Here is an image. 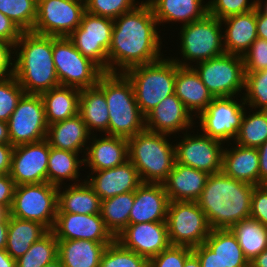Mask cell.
I'll return each mask as SVG.
<instances>
[{
  "instance_id": "cell-1",
  "label": "cell",
  "mask_w": 267,
  "mask_h": 267,
  "mask_svg": "<svg viewBox=\"0 0 267 267\" xmlns=\"http://www.w3.org/2000/svg\"><path fill=\"white\" fill-rule=\"evenodd\" d=\"M158 27L146 0L114 19L108 50V73H125L132 67L161 59L164 55Z\"/></svg>"
},
{
  "instance_id": "cell-2",
  "label": "cell",
  "mask_w": 267,
  "mask_h": 267,
  "mask_svg": "<svg viewBox=\"0 0 267 267\" xmlns=\"http://www.w3.org/2000/svg\"><path fill=\"white\" fill-rule=\"evenodd\" d=\"M254 187L223 172L210 174L196 202L205 213L211 229H230L250 218Z\"/></svg>"
},
{
  "instance_id": "cell-3",
  "label": "cell",
  "mask_w": 267,
  "mask_h": 267,
  "mask_svg": "<svg viewBox=\"0 0 267 267\" xmlns=\"http://www.w3.org/2000/svg\"><path fill=\"white\" fill-rule=\"evenodd\" d=\"M13 58V75L25 93L41 94L60 86L53 62L52 36L23 32L14 45Z\"/></svg>"
},
{
  "instance_id": "cell-4",
  "label": "cell",
  "mask_w": 267,
  "mask_h": 267,
  "mask_svg": "<svg viewBox=\"0 0 267 267\" xmlns=\"http://www.w3.org/2000/svg\"><path fill=\"white\" fill-rule=\"evenodd\" d=\"M97 86L108 104V135L128 139L145 129V117L135 100L133 86L123 73H104Z\"/></svg>"
},
{
  "instance_id": "cell-5",
  "label": "cell",
  "mask_w": 267,
  "mask_h": 267,
  "mask_svg": "<svg viewBox=\"0 0 267 267\" xmlns=\"http://www.w3.org/2000/svg\"><path fill=\"white\" fill-rule=\"evenodd\" d=\"M170 136L144 129L127 139L129 161L137 169L142 183H163L173 169L175 141L169 142Z\"/></svg>"
},
{
  "instance_id": "cell-6",
  "label": "cell",
  "mask_w": 267,
  "mask_h": 267,
  "mask_svg": "<svg viewBox=\"0 0 267 267\" xmlns=\"http://www.w3.org/2000/svg\"><path fill=\"white\" fill-rule=\"evenodd\" d=\"M123 74L133 86L135 100L144 117L174 94L176 62L171 57L163 56L155 62L132 67Z\"/></svg>"
},
{
  "instance_id": "cell-7",
  "label": "cell",
  "mask_w": 267,
  "mask_h": 267,
  "mask_svg": "<svg viewBox=\"0 0 267 267\" xmlns=\"http://www.w3.org/2000/svg\"><path fill=\"white\" fill-rule=\"evenodd\" d=\"M178 35L182 58H171L179 66L192 67L193 62L196 64L225 53L222 22L208 13L200 20L181 26Z\"/></svg>"
},
{
  "instance_id": "cell-8",
  "label": "cell",
  "mask_w": 267,
  "mask_h": 267,
  "mask_svg": "<svg viewBox=\"0 0 267 267\" xmlns=\"http://www.w3.org/2000/svg\"><path fill=\"white\" fill-rule=\"evenodd\" d=\"M52 53L60 86L91 88L104 74L95 63L82 55L68 37L52 36Z\"/></svg>"
},
{
  "instance_id": "cell-9",
  "label": "cell",
  "mask_w": 267,
  "mask_h": 267,
  "mask_svg": "<svg viewBox=\"0 0 267 267\" xmlns=\"http://www.w3.org/2000/svg\"><path fill=\"white\" fill-rule=\"evenodd\" d=\"M192 68L213 97H236L244 94L245 68L242 56L224 53L193 64Z\"/></svg>"
},
{
  "instance_id": "cell-10",
  "label": "cell",
  "mask_w": 267,
  "mask_h": 267,
  "mask_svg": "<svg viewBox=\"0 0 267 267\" xmlns=\"http://www.w3.org/2000/svg\"><path fill=\"white\" fill-rule=\"evenodd\" d=\"M58 187L48 182L15 186L10 216L37 221L52 230L57 215Z\"/></svg>"
},
{
  "instance_id": "cell-11",
  "label": "cell",
  "mask_w": 267,
  "mask_h": 267,
  "mask_svg": "<svg viewBox=\"0 0 267 267\" xmlns=\"http://www.w3.org/2000/svg\"><path fill=\"white\" fill-rule=\"evenodd\" d=\"M166 223L171 245L190 248L205 243L212 230L205 213L195 201H170Z\"/></svg>"
},
{
  "instance_id": "cell-12",
  "label": "cell",
  "mask_w": 267,
  "mask_h": 267,
  "mask_svg": "<svg viewBox=\"0 0 267 267\" xmlns=\"http://www.w3.org/2000/svg\"><path fill=\"white\" fill-rule=\"evenodd\" d=\"M246 107L243 95L214 97L207 108L196 117L199 119L197 128L199 126V132L210 138L232 145L231 142L240 130Z\"/></svg>"
},
{
  "instance_id": "cell-13",
  "label": "cell",
  "mask_w": 267,
  "mask_h": 267,
  "mask_svg": "<svg viewBox=\"0 0 267 267\" xmlns=\"http://www.w3.org/2000/svg\"><path fill=\"white\" fill-rule=\"evenodd\" d=\"M114 20L85 11L80 25L68 36L82 55L108 73V50Z\"/></svg>"
},
{
  "instance_id": "cell-14",
  "label": "cell",
  "mask_w": 267,
  "mask_h": 267,
  "mask_svg": "<svg viewBox=\"0 0 267 267\" xmlns=\"http://www.w3.org/2000/svg\"><path fill=\"white\" fill-rule=\"evenodd\" d=\"M85 11V0H37V16L32 31L68 37L80 25Z\"/></svg>"
},
{
  "instance_id": "cell-15",
  "label": "cell",
  "mask_w": 267,
  "mask_h": 267,
  "mask_svg": "<svg viewBox=\"0 0 267 267\" xmlns=\"http://www.w3.org/2000/svg\"><path fill=\"white\" fill-rule=\"evenodd\" d=\"M7 124L12 146L46 139L48 125L40 94L24 93Z\"/></svg>"
},
{
  "instance_id": "cell-16",
  "label": "cell",
  "mask_w": 267,
  "mask_h": 267,
  "mask_svg": "<svg viewBox=\"0 0 267 267\" xmlns=\"http://www.w3.org/2000/svg\"><path fill=\"white\" fill-rule=\"evenodd\" d=\"M194 133L189 130L183 132V136L178 135L182 139L174 144L176 162L208 174L222 172L225 143L203 133Z\"/></svg>"
},
{
  "instance_id": "cell-17",
  "label": "cell",
  "mask_w": 267,
  "mask_h": 267,
  "mask_svg": "<svg viewBox=\"0 0 267 267\" xmlns=\"http://www.w3.org/2000/svg\"><path fill=\"white\" fill-rule=\"evenodd\" d=\"M49 153L46 139L14 146L9 175L15 185L47 182Z\"/></svg>"
},
{
  "instance_id": "cell-18",
  "label": "cell",
  "mask_w": 267,
  "mask_h": 267,
  "mask_svg": "<svg viewBox=\"0 0 267 267\" xmlns=\"http://www.w3.org/2000/svg\"><path fill=\"white\" fill-rule=\"evenodd\" d=\"M57 240H90L113 243L116 238L107 229L101 214L57 213L53 229Z\"/></svg>"
},
{
  "instance_id": "cell-19",
  "label": "cell",
  "mask_w": 267,
  "mask_h": 267,
  "mask_svg": "<svg viewBox=\"0 0 267 267\" xmlns=\"http://www.w3.org/2000/svg\"><path fill=\"white\" fill-rule=\"evenodd\" d=\"M116 240L148 260L171 245L166 222L128 224Z\"/></svg>"
},
{
  "instance_id": "cell-20",
  "label": "cell",
  "mask_w": 267,
  "mask_h": 267,
  "mask_svg": "<svg viewBox=\"0 0 267 267\" xmlns=\"http://www.w3.org/2000/svg\"><path fill=\"white\" fill-rule=\"evenodd\" d=\"M195 120L197 121L174 93L166 97L145 116V129L177 136L176 134L179 135L196 127L194 126Z\"/></svg>"
},
{
  "instance_id": "cell-21",
  "label": "cell",
  "mask_w": 267,
  "mask_h": 267,
  "mask_svg": "<svg viewBox=\"0 0 267 267\" xmlns=\"http://www.w3.org/2000/svg\"><path fill=\"white\" fill-rule=\"evenodd\" d=\"M85 180L101 201L135 191L142 184L137 169L129 160L117 167L91 171Z\"/></svg>"
},
{
  "instance_id": "cell-22",
  "label": "cell",
  "mask_w": 267,
  "mask_h": 267,
  "mask_svg": "<svg viewBox=\"0 0 267 267\" xmlns=\"http://www.w3.org/2000/svg\"><path fill=\"white\" fill-rule=\"evenodd\" d=\"M97 135L93 134L90 137L84 155V167H89L90 171H100L117 167L129 160L126 138Z\"/></svg>"
},
{
  "instance_id": "cell-23",
  "label": "cell",
  "mask_w": 267,
  "mask_h": 267,
  "mask_svg": "<svg viewBox=\"0 0 267 267\" xmlns=\"http://www.w3.org/2000/svg\"><path fill=\"white\" fill-rule=\"evenodd\" d=\"M169 202L163 183H142L135 190L129 224L166 222Z\"/></svg>"
},
{
  "instance_id": "cell-24",
  "label": "cell",
  "mask_w": 267,
  "mask_h": 267,
  "mask_svg": "<svg viewBox=\"0 0 267 267\" xmlns=\"http://www.w3.org/2000/svg\"><path fill=\"white\" fill-rule=\"evenodd\" d=\"M210 174L175 162L163 182L169 201H197Z\"/></svg>"
},
{
  "instance_id": "cell-25",
  "label": "cell",
  "mask_w": 267,
  "mask_h": 267,
  "mask_svg": "<svg viewBox=\"0 0 267 267\" xmlns=\"http://www.w3.org/2000/svg\"><path fill=\"white\" fill-rule=\"evenodd\" d=\"M235 145L233 143L230 147L226 143L224 147L222 172L238 181L259 186V154L257 148Z\"/></svg>"
},
{
  "instance_id": "cell-26",
  "label": "cell",
  "mask_w": 267,
  "mask_h": 267,
  "mask_svg": "<svg viewBox=\"0 0 267 267\" xmlns=\"http://www.w3.org/2000/svg\"><path fill=\"white\" fill-rule=\"evenodd\" d=\"M91 135L81 116L77 114L48 125L46 140L50 147L81 153L84 156Z\"/></svg>"
},
{
  "instance_id": "cell-27",
  "label": "cell",
  "mask_w": 267,
  "mask_h": 267,
  "mask_svg": "<svg viewBox=\"0 0 267 267\" xmlns=\"http://www.w3.org/2000/svg\"><path fill=\"white\" fill-rule=\"evenodd\" d=\"M223 47L225 53L243 56L258 38L256 30V9L229 16L221 20ZM224 24V25H223Z\"/></svg>"
},
{
  "instance_id": "cell-28",
  "label": "cell",
  "mask_w": 267,
  "mask_h": 267,
  "mask_svg": "<svg viewBox=\"0 0 267 267\" xmlns=\"http://www.w3.org/2000/svg\"><path fill=\"white\" fill-rule=\"evenodd\" d=\"M174 93L195 119L214 98L192 67H182L177 63Z\"/></svg>"
},
{
  "instance_id": "cell-29",
  "label": "cell",
  "mask_w": 267,
  "mask_h": 267,
  "mask_svg": "<svg viewBox=\"0 0 267 267\" xmlns=\"http://www.w3.org/2000/svg\"><path fill=\"white\" fill-rule=\"evenodd\" d=\"M154 13L158 26L163 23L190 24L202 19L208 13L204 0H146Z\"/></svg>"
},
{
  "instance_id": "cell-30",
  "label": "cell",
  "mask_w": 267,
  "mask_h": 267,
  "mask_svg": "<svg viewBox=\"0 0 267 267\" xmlns=\"http://www.w3.org/2000/svg\"><path fill=\"white\" fill-rule=\"evenodd\" d=\"M57 206V213L100 214L101 199L84 180L58 187Z\"/></svg>"
},
{
  "instance_id": "cell-31",
  "label": "cell",
  "mask_w": 267,
  "mask_h": 267,
  "mask_svg": "<svg viewBox=\"0 0 267 267\" xmlns=\"http://www.w3.org/2000/svg\"><path fill=\"white\" fill-rule=\"evenodd\" d=\"M78 114L92 135L97 132L108 135V104L104 92L97 85L91 88L80 89Z\"/></svg>"
},
{
  "instance_id": "cell-32",
  "label": "cell",
  "mask_w": 267,
  "mask_h": 267,
  "mask_svg": "<svg viewBox=\"0 0 267 267\" xmlns=\"http://www.w3.org/2000/svg\"><path fill=\"white\" fill-rule=\"evenodd\" d=\"M109 244L80 239L58 240V258L63 267H99Z\"/></svg>"
},
{
  "instance_id": "cell-33",
  "label": "cell",
  "mask_w": 267,
  "mask_h": 267,
  "mask_svg": "<svg viewBox=\"0 0 267 267\" xmlns=\"http://www.w3.org/2000/svg\"><path fill=\"white\" fill-rule=\"evenodd\" d=\"M47 125L74 117L79 111L80 89L58 86L40 94Z\"/></svg>"
},
{
  "instance_id": "cell-34",
  "label": "cell",
  "mask_w": 267,
  "mask_h": 267,
  "mask_svg": "<svg viewBox=\"0 0 267 267\" xmlns=\"http://www.w3.org/2000/svg\"><path fill=\"white\" fill-rule=\"evenodd\" d=\"M50 230L37 221L23 220L9 215L5 250L15 260L24 255L30 246Z\"/></svg>"
},
{
  "instance_id": "cell-35",
  "label": "cell",
  "mask_w": 267,
  "mask_h": 267,
  "mask_svg": "<svg viewBox=\"0 0 267 267\" xmlns=\"http://www.w3.org/2000/svg\"><path fill=\"white\" fill-rule=\"evenodd\" d=\"M82 165H84V156L80 157L79 153L50 147L47 182L57 187L65 185L68 181L74 182L68 184L80 183L85 180H78Z\"/></svg>"
},
{
  "instance_id": "cell-36",
  "label": "cell",
  "mask_w": 267,
  "mask_h": 267,
  "mask_svg": "<svg viewBox=\"0 0 267 267\" xmlns=\"http://www.w3.org/2000/svg\"><path fill=\"white\" fill-rule=\"evenodd\" d=\"M225 267H249L236 236L230 229H213L205 240Z\"/></svg>"
},
{
  "instance_id": "cell-37",
  "label": "cell",
  "mask_w": 267,
  "mask_h": 267,
  "mask_svg": "<svg viewBox=\"0 0 267 267\" xmlns=\"http://www.w3.org/2000/svg\"><path fill=\"white\" fill-rule=\"evenodd\" d=\"M230 230L236 236L244 256L250 262L267 249V227L252 218L233 225Z\"/></svg>"
},
{
  "instance_id": "cell-38",
  "label": "cell",
  "mask_w": 267,
  "mask_h": 267,
  "mask_svg": "<svg viewBox=\"0 0 267 267\" xmlns=\"http://www.w3.org/2000/svg\"><path fill=\"white\" fill-rule=\"evenodd\" d=\"M134 199L135 191H131L101 201V217L115 238L129 224V215Z\"/></svg>"
},
{
  "instance_id": "cell-39",
  "label": "cell",
  "mask_w": 267,
  "mask_h": 267,
  "mask_svg": "<svg viewBox=\"0 0 267 267\" xmlns=\"http://www.w3.org/2000/svg\"><path fill=\"white\" fill-rule=\"evenodd\" d=\"M247 110L246 108L240 130L233 142L245 147L258 148L267 140V110L252 111L249 108L250 113Z\"/></svg>"
},
{
  "instance_id": "cell-40",
  "label": "cell",
  "mask_w": 267,
  "mask_h": 267,
  "mask_svg": "<svg viewBox=\"0 0 267 267\" xmlns=\"http://www.w3.org/2000/svg\"><path fill=\"white\" fill-rule=\"evenodd\" d=\"M58 258V240L50 230L16 260V267H44Z\"/></svg>"
},
{
  "instance_id": "cell-41",
  "label": "cell",
  "mask_w": 267,
  "mask_h": 267,
  "mask_svg": "<svg viewBox=\"0 0 267 267\" xmlns=\"http://www.w3.org/2000/svg\"><path fill=\"white\" fill-rule=\"evenodd\" d=\"M0 12L22 32L32 31L37 16V0H0Z\"/></svg>"
},
{
  "instance_id": "cell-42",
  "label": "cell",
  "mask_w": 267,
  "mask_h": 267,
  "mask_svg": "<svg viewBox=\"0 0 267 267\" xmlns=\"http://www.w3.org/2000/svg\"><path fill=\"white\" fill-rule=\"evenodd\" d=\"M245 104L252 110H267V69L245 72Z\"/></svg>"
},
{
  "instance_id": "cell-43",
  "label": "cell",
  "mask_w": 267,
  "mask_h": 267,
  "mask_svg": "<svg viewBox=\"0 0 267 267\" xmlns=\"http://www.w3.org/2000/svg\"><path fill=\"white\" fill-rule=\"evenodd\" d=\"M99 267H149V260L115 240L106 247Z\"/></svg>"
},
{
  "instance_id": "cell-44",
  "label": "cell",
  "mask_w": 267,
  "mask_h": 267,
  "mask_svg": "<svg viewBox=\"0 0 267 267\" xmlns=\"http://www.w3.org/2000/svg\"><path fill=\"white\" fill-rule=\"evenodd\" d=\"M14 75L0 78V120L7 122L24 94Z\"/></svg>"
},
{
  "instance_id": "cell-45",
  "label": "cell",
  "mask_w": 267,
  "mask_h": 267,
  "mask_svg": "<svg viewBox=\"0 0 267 267\" xmlns=\"http://www.w3.org/2000/svg\"><path fill=\"white\" fill-rule=\"evenodd\" d=\"M139 4L141 3L136 0H85L88 13L113 20L135 9Z\"/></svg>"
},
{
  "instance_id": "cell-46",
  "label": "cell",
  "mask_w": 267,
  "mask_h": 267,
  "mask_svg": "<svg viewBox=\"0 0 267 267\" xmlns=\"http://www.w3.org/2000/svg\"><path fill=\"white\" fill-rule=\"evenodd\" d=\"M209 0L208 14L223 20L229 16L243 14L256 9V0Z\"/></svg>"
},
{
  "instance_id": "cell-47",
  "label": "cell",
  "mask_w": 267,
  "mask_h": 267,
  "mask_svg": "<svg viewBox=\"0 0 267 267\" xmlns=\"http://www.w3.org/2000/svg\"><path fill=\"white\" fill-rule=\"evenodd\" d=\"M192 253L190 247L170 245L149 260V267H183L185 260Z\"/></svg>"
},
{
  "instance_id": "cell-48",
  "label": "cell",
  "mask_w": 267,
  "mask_h": 267,
  "mask_svg": "<svg viewBox=\"0 0 267 267\" xmlns=\"http://www.w3.org/2000/svg\"><path fill=\"white\" fill-rule=\"evenodd\" d=\"M245 72H258L267 69V40L257 38L242 56Z\"/></svg>"
},
{
  "instance_id": "cell-49",
  "label": "cell",
  "mask_w": 267,
  "mask_h": 267,
  "mask_svg": "<svg viewBox=\"0 0 267 267\" xmlns=\"http://www.w3.org/2000/svg\"><path fill=\"white\" fill-rule=\"evenodd\" d=\"M250 218L259 221L267 227V189L263 185L254 187Z\"/></svg>"
},
{
  "instance_id": "cell-50",
  "label": "cell",
  "mask_w": 267,
  "mask_h": 267,
  "mask_svg": "<svg viewBox=\"0 0 267 267\" xmlns=\"http://www.w3.org/2000/svg\"><path fill=\"white\" fill-rule=\"evenodd\" d=\"M22 33L12 20L0 12V41L9 43L14 47Z\"/></svg>"
},
{
  "instance_id": "cell-51",
  "label": "cell",
  "mask_w": 267,
  "mask_h": 267,
  "mask_svg": "<svg viewBox=\"0 0 267 267\" xmlns=\"http://www.w3.org/2000/svg\"><path fill=\"white\" fill-rule=\"evenodd\" d=\"M14 47L0 41V78L13 75Z\"/></svg>"
},
{
  "instance_id": "cell-52",
  "label": "cell",
  "mask_w": 267,
  "mask_h": 267,
  "mask_svg": "<svg viewBox=\"0 0 267 267\" xmlns=\"http://www.w3.org/2000/svg\"><path fill=\"white\" fill-rule=\"evenodd\" d=\"M192 252L198 257L202 267H225L217 254L205 243L192 248Z\"/></svg>"
},
{
  "instance_id": "cell-53",
  "label": "cell",
  "mask_w": 267,
  "mask_h": 267,
  "mask_svg": "<svg viewBox=\"0 0 267 267\" xmlns=\"http://www.w3.org/2000/svg\"><path fill=\"white\" fill-rule=\"evenodd\" d=\"M15 186L14 180L9 174L0 175V204L9 211L13 203Z\"/></svg>"
},
{
  "instance_id": "cell-54",
  "label": "cell",
  "mask_w": 267,
  "mask_h": 267,
  "mask_svg": "<svg viewBox=\"0 0 267 267\" xmlns=\"http://www.w3.org/2000/svg\"><path fill=\"white\" fill-rule=\"evenodd\" d=\"M13 149L11 144H0V175L9 174Z\"/></svg>"
},
{
  "instance_id": "cell-55",
  "label": "cell",
  "mask_w": 267,
  "mask_h": 267,
  "mask_svg": "<svg viewBox=\"0 0 267 267\" xmlns=\"http://www.w3.org/2000/svg\"><path fill=\"white\" fill-rule=\"evenodd\" d=\"M9 215L10 211L0 204V249L6 248Z\"/></svg>"
},
{
  "instance_id": "cell-56",
  "label": "cell",
  "mask_w": 267,
  "mask_h": 267,
  "mask_svg": "<svg viewBox=\"0 0 267 267\" xmlns=\"http://www.w3.org/2000/svg\"><path fill=\"white\" fill-rule=\"evenodd\" d=\"M259 154V186L267 181V140L257 148Z\"/></svg>"
},
{
  "instance_id": "cell-57",
  "label": "cell",
  "mask_w": 267,
  "mask_h": 267,
  "mask_svg": "<svg viewBox=\"0 0 267 267\" xmlns=\"http://www.w3.org/2000/svg\"><path fill=\"white\" fill-rule=\"evenodd\" d=\"M256 30L258 38L267 40V15L256 8Z\"/></svg>"
},
{
  "instance_id": "cell-58",
  "label": "cell",
  "mask_w": 267,
  "mask_h": 267,
  "mask_svg": "<svg viewBox=\"0 0 267 267\" xmlns=\"http://www.w3.org/2000/svg\"><path fill=\"white\" fill-rule=\"evenodd\" d=\"M0 267H16V260L5 249H0Z\"/></svg>"
},
{
  "instance_id": "cell-59",
  "label": "cell",
  "mask_w": 267,
  "mask_h": 267,
  "mask_svg": "<svg viewBox=\"0 0 267 267\" xmlns=\"http://www.w3.org/2000/svg\"><path fill=\"white\" fill-rule=\"evenodd\" d=\"M249 267H267V249L249 262Z\"/></svg>"
},
{
  "instance_id": "cell-60",
  "label": "cell",
  "mask_w": 267,
  "mask_h": 267,
  "mask_svg": "<svg viewBox=\"0 0 267 267\" xmlns=\"http://www.w3.org/2000/svg\"><path fill=\"white\" fill-rule=\"evenodd\" d=\"M0 144H10L8 124L0 120Z\"/></svg>"
},
{
  "instance_id": "cell-61",
  "label": "cell",
  "mask_w": 267,
  "mask_h": 267,
  "mask_svg": "<svg viewBox=\"0 0 267 267\" xmlns=\"http://www.w3.org/2000/svg\"><path fill=\"white\" fill-rule=\"evenodd\" d=\"M183 267H202L198 257L192 253L186 260Z\"/></svg>"
},
{
  "instance_id": "cell-62",
  "label": "cell",
  "mask_w": 267,
  "mask_h": 267,
  "mask_svg": "<svg viewBox=\"0 0 267 267\" xmlns=\"http://www.w3.org/2000/svg\"><path fill=\"white\" fill-rule=\"evenodd\" d=\"M263 0H256V8L264 15H267V0H264V3L262 2ZM264 5H263V4ZM263 5V6H262Z\"/></svg>"
},
{
  "instance_id": "cell-63",
  "label": "cell",
  "mask_w": 267,
  "mask_h": 267,
  "mask_svg": "<svg viewBox=\"0 0 267 267\" xmlns=\"http://www.w3.org/2000/svg\"><path fill=\"white\" fill-rule=\"evenodd\" d=\"M44 267H63V265L61 260L57 258L53 262L46 264Z\"/></svg>"
},
{
  "instance_id": "cell-64",
  "label": "cell",
  "mask_w": 267,
  "mask_h": 267,
  "mask_svg": "<svg viewBox=\"0 0 267 267\" xmlns=\"http://www.w3.org/2000/svg\"><path fill=\"white\" fill-rule=\"evenodd\" d=\"M263 186L267 189V181L263 184Z\"/></svg>"
}]
</instances>
